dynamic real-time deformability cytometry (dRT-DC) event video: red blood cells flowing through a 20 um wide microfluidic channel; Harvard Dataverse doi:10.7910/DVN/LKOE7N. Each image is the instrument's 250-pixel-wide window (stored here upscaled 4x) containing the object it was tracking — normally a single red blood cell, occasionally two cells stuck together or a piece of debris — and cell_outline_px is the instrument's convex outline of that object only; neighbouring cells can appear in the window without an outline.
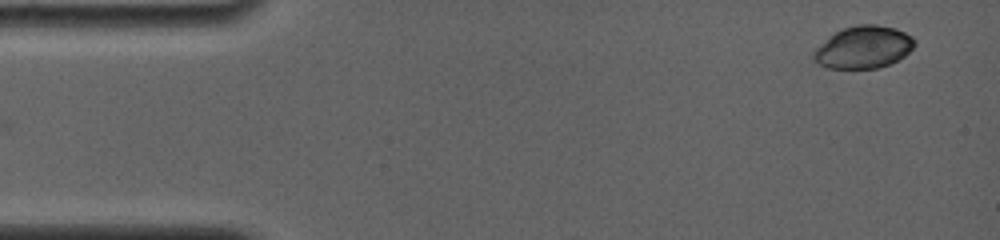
{"species": "common noctule bat (a hibernating species)", "species_latin": "Nyctalus noctula", "temperature_condition": "room temperature", "stored_images_in_passage": 52, "camera_frame_rate_fps": 4000, "um_per_image_px": 0.085, "animal": {"sex": "female", "body_mass_g": 19.0, "forearm_length_mm": 56.7}, "frame": {"image": 1, "passage_image": 1, "time_ms": 0.0, "image_size_px": [1000, 240], "cell_outline_px": [[916, 44], [904, 56], [888, 64], [876, 68], [828, 68], [816, 64], [812, 56], [812, 52], [820, 44], [840, 28], [856, 24], [876, 24], [896, 28], [912, 36], [916, 40]], "centroid_in_image_um": [73.37, 4.0], "position_along_channel_um": 11.6, "area_um2": 25.03}}
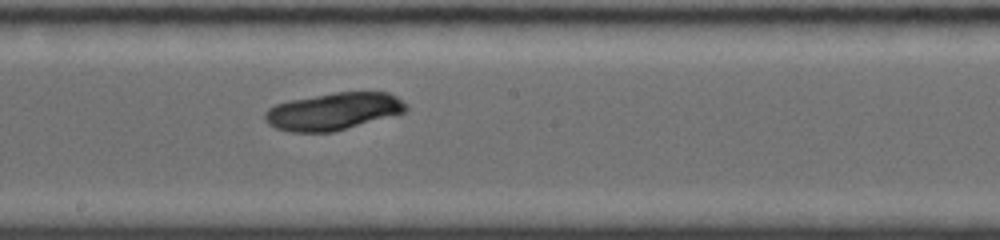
{"frame": {"image": 2, "passage_image": 30, "time_ms": 8.25, "image_size_px": [1000, 240], "cell_outline_px": [[408, 108], [404, 112], [332, 132], [292, 132], [276, 128], [268, 124], [264, 120], [264, 112], [268, 108], [276, 104], [288, 100], [336, 92], [388, 92], [396, 96], [408, 104]], "centroid_in_image_um": [28.31, 9.45], "position_along_channel_um": 219.9, "area_um2": 30.52}}
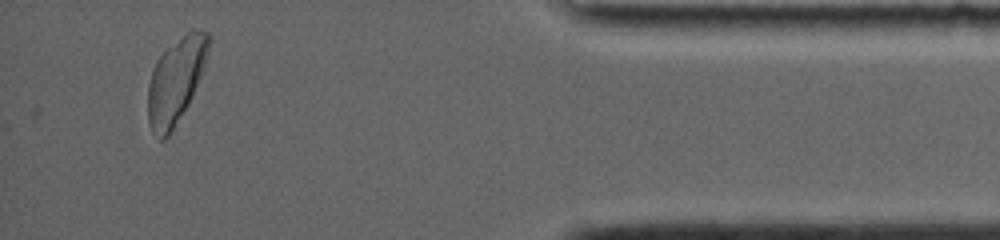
{"frame": {"image": 3, "passage_image": 52, "time_ms": 14.5, "image_size_px": [1000, 240], "cell_outline_px": [[212, 40], [204, 68], [188, 104], [168, 136], [164, 140], [160, 140], [152, 132], [148, 120], [148, 84], [152, 68], [156, 60], [168, 48], [192, 28], [208, 32], [212, 36]], "centroid_in_image_um": [14.96, 6.82], "position_along_channel_um": 420.2, "area_um2": 30.17}}